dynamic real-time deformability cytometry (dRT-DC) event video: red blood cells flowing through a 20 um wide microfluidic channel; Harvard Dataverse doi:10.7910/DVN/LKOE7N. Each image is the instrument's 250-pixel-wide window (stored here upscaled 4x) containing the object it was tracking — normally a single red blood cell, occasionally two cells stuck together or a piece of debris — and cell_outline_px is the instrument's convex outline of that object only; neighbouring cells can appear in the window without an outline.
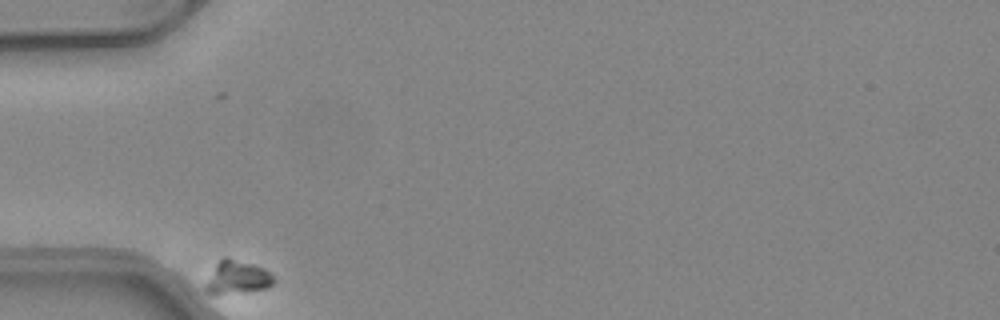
{"species": "common noctule bat (a hibernating species)", "species_latin": "Nyctalus noctula", "temperature_condition": "warm", "stored_images_in_passage": 36, "camera_frame_rate_fps": 3000, "um_per_image_px": 0.085, "animal": {"sex": "female", "body_mass_g": 24.6, "forearm_length_mm": 56.2}, "frame": {"image": 1, "passage_image": 1, "time_ms": 0.0, "image_size_px": [1000, 320], "cell_outline_px": [[272, 284], [268, 288], [244, 292], [212, 296], [204, 292], [204, 284], [216, 264], [224, 256], [228, 256], [264, 268], [272, 276]], "centroid_in_image_um": [20.08, 23.6], "position_along_channel_um": 64.9, "area_um2": 13.47}}
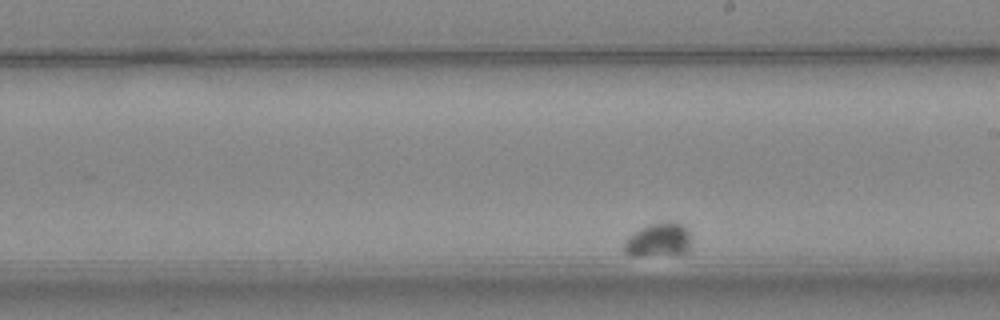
{"frame": {"image": 2, "passage_image": 21, "time_ms": 6.667, "image_size_px": [1000, 320], "cell_outline_px": [[692, 240], [688, 252], [632, 256], [624, 252], [624, 244], [628, 236], [640, 228], [648, 224], [668, 220], [680, 224], [688, 228], [692, 232]], "centroid_in_image_um": [56.02, 20.35], "position_along_channel_um": 233.0, "area_um2": 13.41}}
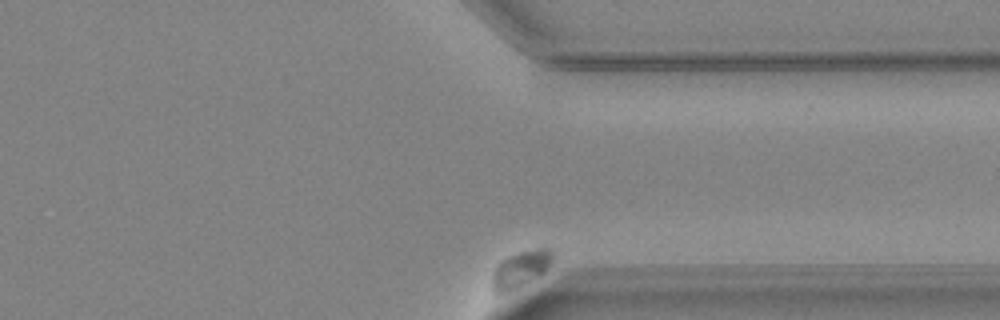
{"frame": {"image": 3, "passage_image": 36, "time_ms": 11.667, "image_size_px": [1000, 320], "cell_outline_px": [[552, 264], [544, 272], [508, 292], [496, 292], [492, 288], [492, 280], [496, 268], [508, 256], [520, 252], [536, 248], [548, 248], [552, 252]], "centroid_in_image_um": [44.29, 22.85], "position_along_channel_um": 367.1, "area_um2": 12.25}}